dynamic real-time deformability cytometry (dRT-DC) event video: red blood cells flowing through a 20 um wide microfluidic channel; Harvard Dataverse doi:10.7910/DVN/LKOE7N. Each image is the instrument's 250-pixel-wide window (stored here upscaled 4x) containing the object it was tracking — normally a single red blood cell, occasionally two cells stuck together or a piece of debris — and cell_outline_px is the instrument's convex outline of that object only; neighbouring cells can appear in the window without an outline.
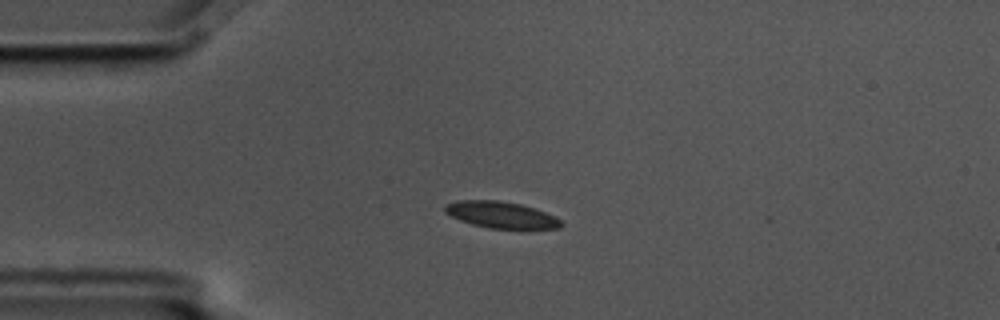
{"species": "common noctule bat (a hibernating species)", "species_latin": "Nyctalus noctula", "temperature_condition": "cold", "stored_images_in_passage": 4, "camera_frame_rate_fps": 3000, "um_per_image_px": 0.085, "animal": {"sex": "male", "body_mass_g": 17.5, "forearm_length_mm": 52.3}, "frame": {"image": 1, "passage_image": 3, "time_ms": 0.667, "image_size_px": [1000, 320], "cell_outline_px": [[564, 224], [560, 228], [488, 228], [472, 224], [460, 220], [444, 212], [444, 204], [456, 200], [500, 200], [520, 204], [536, 208], [556, 216]], "centroid_in_image_um": [42.59, 18.24], "position_along_channel_um": 42.4, "area_um2": 18.03}}